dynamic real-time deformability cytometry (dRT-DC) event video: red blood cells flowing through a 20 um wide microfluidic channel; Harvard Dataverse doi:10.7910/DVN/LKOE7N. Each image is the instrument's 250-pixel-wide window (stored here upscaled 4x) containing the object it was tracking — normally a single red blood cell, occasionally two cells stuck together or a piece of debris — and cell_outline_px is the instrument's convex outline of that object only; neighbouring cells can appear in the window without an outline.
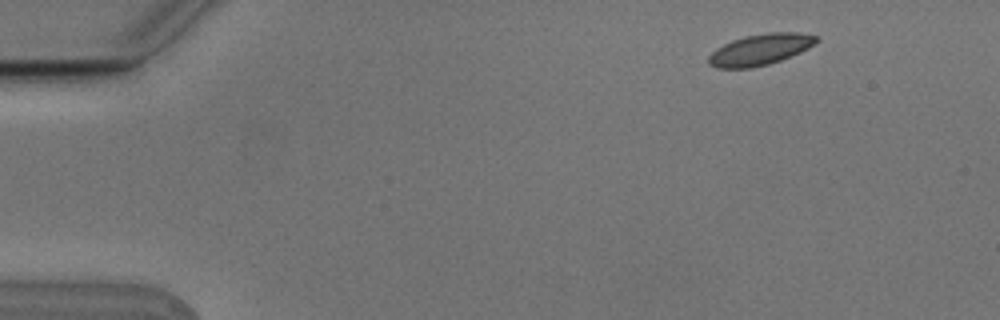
{"species": "Egyptian fruit bat (a non-hibernating species)", "species_latin": "Rousettus aegyptiacus", "temperature_condition": "cold", "stored_images_in_passage": 5, "camera_frame_rate_fps": 3000, "um_per_image_px": 0.085, "animal": {"sex": "male"}, "frame": {"image": 1, "passage_image": 1, "time_ms": 0.0, "image_size_px": [1000, 320], "cell_outline_px": [[820, 40], [816, 44], [800, 52], [780, 60], [768, 64], [752, 68], [716, 68], [708, 64], [708, 56], [716, 48], [732, 40], [744, 36], [768, 32], [800, 32], [816, 36]], "centroid_in_image_um": [64.62, 4.2], "position_along_channel_um": 20.4, "area_um2": 19.65}}
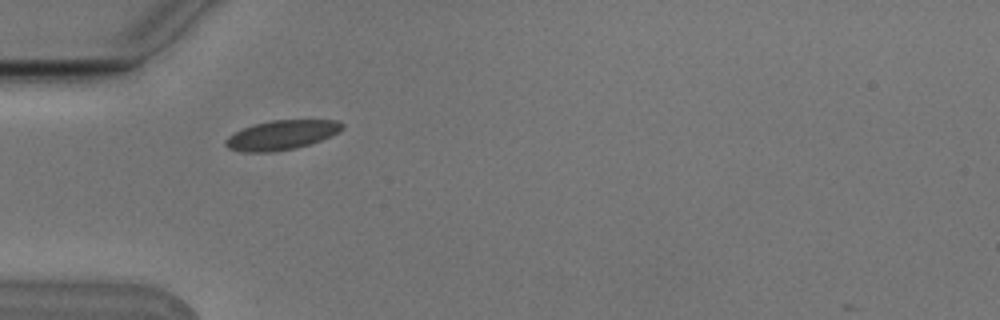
{"frame": {"image": 2, "passage_image": 4, "time_ms": 1.0, "image_size_px": [1000, 320], "cell_outline_px": [[344, 128], [340, 132], [320, 140], [296, 148], [272, 152], [240, 152], [228, 148], [224, 144], [224, 140], [228, 136], [244, 128], [256, 124], [272, 120], [336, 120], [344, 124]], "centroid_in_image_um": [23.93, 11.48], "position_along_channel_um": 61.1, "area_um2": 19.94}}